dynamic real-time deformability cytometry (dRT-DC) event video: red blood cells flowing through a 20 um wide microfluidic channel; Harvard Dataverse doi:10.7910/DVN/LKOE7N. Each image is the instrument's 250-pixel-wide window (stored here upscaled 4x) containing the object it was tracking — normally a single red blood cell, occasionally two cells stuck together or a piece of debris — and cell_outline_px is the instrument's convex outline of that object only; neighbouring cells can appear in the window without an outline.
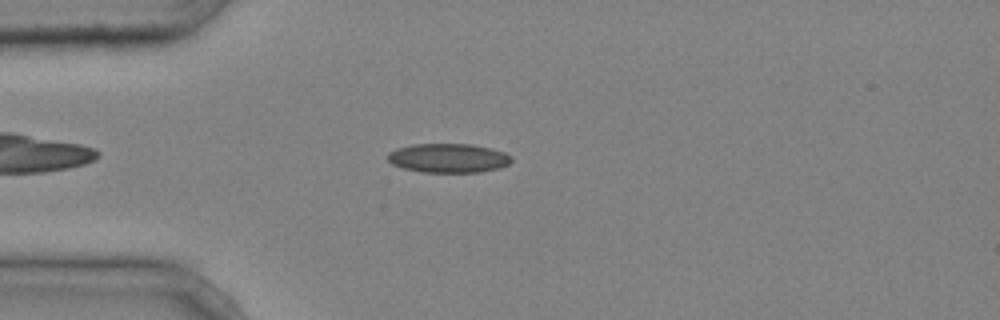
{"species": "common noctule bat (a hibernating species)", "species_latin": "Nyctalus noctula", "temperature_condition": "cold", "stored_images_in_passage": 38, "camera_frame_rate_fps": 3000, "um_per_image_px": 0.085, "animal": {"sex": "male", "body_mass_g": 20.4}, "frame": {"image": 1, "passage_image": 6, "time_ms": 1.667, "image_size_px": [1000, 320], "cell_outline_px": [[512, 160], [508, 164], [500, 168], [480, 172], [420, 172], [404, 168], [392, 164], [388, 160], [388, 152], [396, 148], [412, 144], [472, 144], [492, 148], [504, 152], [512, 156]], "centroid_in_image_um": [38.12, 13.43], "position_along_channel_um": 46.9, "area_um2": 21.15}}
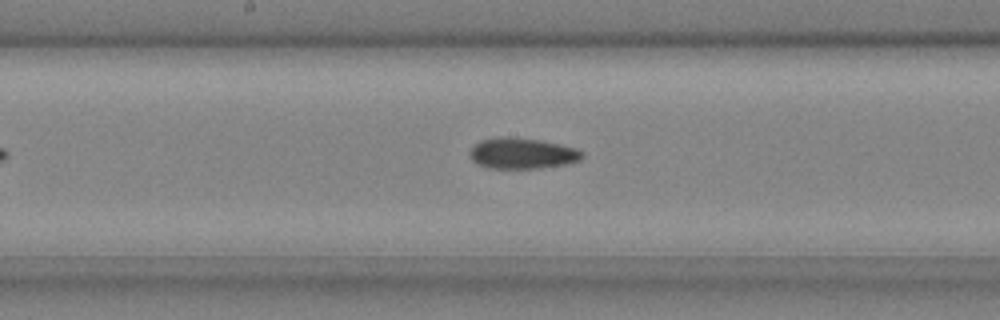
{"frame": {"image": 2, "passage_image": 18, "time_ms": 5.667, "image_size_px": [1000, 320], "cell_outline_px": [[584, 156], [580, 160], [568, 164], [540, 168], [488, 168], [476, 164], [472, 160], [472, 148], [480, 140], [500, 136], [508, 136], [540, 140], [576, 148], [584, 152]], "centroid_in_image_um": [44.42, 13.03], "position_along_channel_um": 203.8, "area_um2": 20.23}}
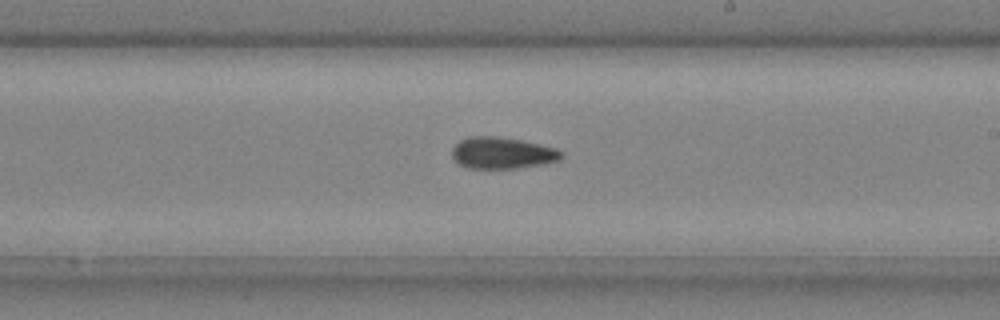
{"frame": {"image": 3, "passage_image": 21, "time_ms": 6.667, "image_size_px": [1000, 320], "cell_outline_px": [[564, 152], [560, 160], [540, 164], [516, 168], [468, 168], [456, 164], [452, 156], [452, 148], [460, 140], [468, 136], [496, 136], [520, 140], [556, 148]], "centroid_in_image_um": [42.65, 13.0], "position_along_channel_um": 246.4, "area_um2": 20.11}}